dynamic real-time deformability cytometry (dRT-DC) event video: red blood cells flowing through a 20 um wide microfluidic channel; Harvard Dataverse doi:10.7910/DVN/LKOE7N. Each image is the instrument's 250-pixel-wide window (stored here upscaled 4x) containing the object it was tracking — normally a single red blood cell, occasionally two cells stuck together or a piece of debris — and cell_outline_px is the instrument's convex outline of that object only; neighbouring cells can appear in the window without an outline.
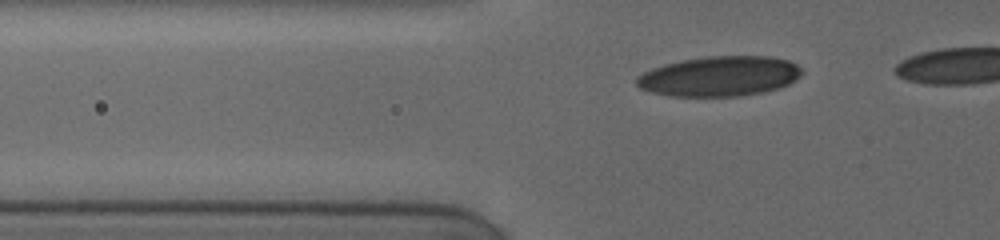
{"species": "human", "species_latin": "Homo sapiens", "temperature_condition": "cold", "stored_images_in_passage": 47, "camera_frame_rate_fps": 3000, "um_per_image_px": 0.085, "donor": {"sex": "female"}, "frame": {"image": 1, "passage_image": 6, "time_ms": 1.667, "image_size_px": [1000, 240], "cell_outline_px": [[804, 72], [796, 80], [780, 88], [764, 92], [736, 96], [672, 96], [652, 92], [640, 88], [636, 84], [636, 76], [652, 68], [664, 64], [680, 60], [708, 56], [768, 56], [788, 60], [796, 64]], "centroid_in_image_um": [61.17, 6.47], "position_along_channel_um": 64.6, "area_um2": 38.67}}
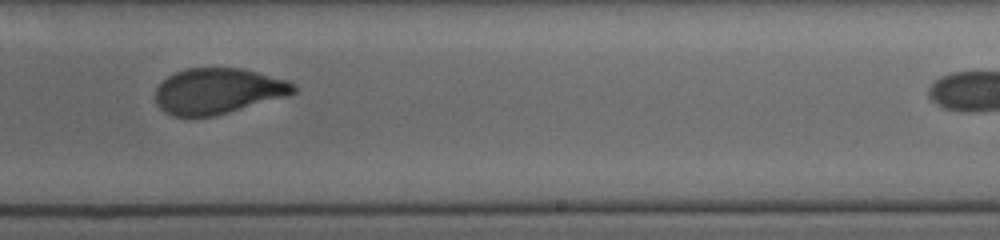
{"frame": {"image": 2, "passage_image": 31, "time_ms": 7.333, "image_size_px": [1000, 240], "cell_outline_px": [[296, 92], [288, 96], [216, 116], [192, 120], [172, 116], [164, 112], [156, 104], [156, 88], [168, 76], [176, 72], [188, 68], [240, 68], [288, 80], [296, 88]], "centroid_in_image_um": [18.49, 7.79], "position_along_channel_um": 270.5, "area_um2": 37.4}}
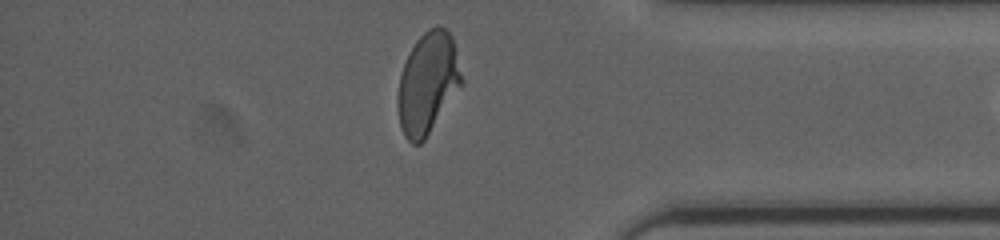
{"frame": {"image": 3, "passage_image": 44, "time_ms": 11.0, "image_size_px": [1000, 240], "cell_outline_px": [[464, 84], [424, 140], [420, 144], [412, 144], [404, 136], [400, 124], [400, 76], [404, 64], [416, 40], [428, 28], [436, 24], [440, 24], [452, 36], [464, 80]], "centroid_in_image_um": [36.42, 7.04], "position_along_channel_um": 398.8, "area_um2": 37.34}}